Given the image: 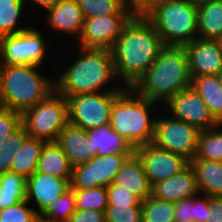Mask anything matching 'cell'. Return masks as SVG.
<instances>
[{
  "instance_id": "6da1fadb",
  "label": "cell",
  "mask_w": 222,
  "mask_h": 222,
  "mask_svg": "<svg viewBox=\"0 0 222 222\" xmlns=\"http://www.w3.org/2000/svg\"><path fill=\"white\" fill-rule=\"evenodd\" d=\"M163 47L153 24L144 15L135 14L111 49L119 82L132 87L149 70Z\"/></svg>"
},
{
  "instance_id": "7a4b0ae2",
  "label": "cell",
  "mask_w": 222,
  "mask_h": 222,
  "mask_svg": "<svg viewBox=\"0 0 222 222\" xmlns=\"http://www.w3.org/2000/svg\"><path fill=\"white\" fill-rule=\"evenodd\" d=\"M77 48L78 56H75L76 59H72V62L70 60V65L65 66L64 71L61 69L62 73L59 71L58 65L53 67L60 72L55 78V90L58 93L62 96H73L122 91L125 88L122 84L111 85L114 81H119L115 73L111 50L81 48L79 46ZM107 84L109 86H106Z\"/></svg>"
},
{
  "instance_id": "3957f363",
  "label": "cell",
  "mask_w": 222,
  "mask_h": 222,
  "mask_svg": "<svg viewBox=\"0 0 222 222\" xmlns=\"http://www.w3.org/2000/svg\"><path fill=\"white\" fill-rule=\"evenodd\" d=\"M191 80L184 46H164L149 70L131 88L139 96L164 105L191 86Z\"/></svg>"
},
{
  "instance_id": "277c9868",
  "label": "cell",
  "mask_w": 222,
  "mask_h": 222,
  "mask_svg": "<svg viewBox=\"0 0 222 222\" xmlns=\"http://www.w3.org/2000/svg\"><path fill=\"white\" fill-rule=\"evenodd\" d=\"M157 104L139 96L131 87H125L114 98L109 125L135 149L150 144L157 117L153 109Z\"/></svg>"
},
{
  "instance_id": "5b68a950",
  "label": "cell",
  "mask_w": 222,
  "mask_h": 222,
  "mask_svg": "<svg viewBox=\"0 0 222 222\" xmlns=\"http://www.w3.org/2000/svg\"><path fill=\"white\" fill-rule=\"evenodd\" d=\"M40 66L1 65L3 109L23 113L55 91V79Z\"/></svg>"
},
{
  "instance_id": "8992f818",
  "label": "cell",
  "mask_w": 222,
  "mask_h": 222,
  "mask_svg": "<svg viewBox=\"0 0 222 222\" xmlns=\"http://www.w3.org/2000/svg\"><path fill=\"white\" fill-rule=\"evenodd\" d=\"M164 46H184L198 37V7L179 0H160L143 14Z\"/></svg>"
},
{
  "instance_id": "52a82bcc",
  "label": "cell",
  "mask_w": 222,
  "mask_h": 222,
  "mask_svg": "<svg viewBox=\"0 0 222 222\" xmlns=\"http://www.w3.org/2000/svg\"><path fill=\"white\" fill-rule=\"evenodd\" d=\"M67 123V99L56 90L46 99L22 113V124L28 136L46 142L56 141Z\"/></svg>"
},
{
  "instance_id": "ba28073f",
  "label": "cell",
  "mask_w": 222,
  "mask_h": 222,
  "mask_svg": "<svg viewBox=\"0 0 222 222\" xmlns=\"http://www.w3.org/2000/svg\"><path fill=\"white\" fill-rule=\"evenodd\" d=\"M46 40L44 33L32 25L24 31L0 37L1 65L45 66L47 50L52 48Z\"/></svg>"
},
{
  "instance_id": "9c48e42d",
  "label": "cell",
  "mask_w": 222,
  "mask_h": 222,
  "mask_svg": "<svg viewBox=\"0 0 222 222\" xmlns=\"http://www.w3.org/2000/svg\"><path fill=\"white\" fill-rule=\"evenodd\" d=\"M121 91L64 96L68 103V122L87 131L109 124L114 98Z\"/></svg>"
},
{
  "instance_id": "30bf717a",
  "label": "cell",
  "mask_w": 222,
  "mask_h": 222,
  "mask_svg": "<svg viewBox=\"0 0 222 222\" xmlns=\"http://www.w3.org/2000/svg\"><path fill=\"white\" fill-rule=\"evenodd\" d=\"M133 154L114 152L107 155H95L88 162L73 167L70 188L86 190L107 187L114 182L125 160Z\"/></svg>"
},
{
  "instance_id": "8fae6325",
  "label": "cell",
  "mask_w": 222,
  "mask_h": 222,
  "mask_svg": "<svg viewBox=\"0 0 222 222\" xmlns=\"http://www.w3.org/2000/svg\"><path fill=\"white\" fill-rule=\"evenodd\" d=\"M166 115L161 114L163 118H159V115L156 117L152 144L190 161L196 153L200 130L171 117L169 113Z\"/></svg>"
},
{
  "instance_id": "7c38bea8",
  "label": "cell",
  "mask_w": 222,
  "mask_h": 222,
  "mask_svg": "<svg viewBox=\"0 0 222 222\" xmlns=\"http://www.w3.org/2000/svg\"><path fill=\"white\" fill-rule=\"evenodd\" d=\"M134 15H104L84 19L76 46L111 50L124 26Z\"/></svg>"
},
{
  "instance_id": "4fadbf2b",
  "label": "cell",
  "mask_w": 222,
  "mask_h": 222,
  "mask_svg": "<svg viewBox=\"0 0 222 222\" xmlns=\"http://www.w3.org/2000/svg\"><path fill=\"white\" fill-rule=\"evenodd\" d=\"M163 106L171 112V117L195 126L200 131L219 125L206 103L191 86L178 92Z\"/></svg>"
},
{
  "instance_id": "5bb4252c",
  "label": "cell",
  "mask_w": 222,
  "mask_h": 222,
  "mask_svg": "<svg viewBox=\"0 0 222 222\" xmlns=\"http://www.w3.org/2000/svg\"><path fill=\"white\" fill-rule=\"evenodd\" d=\"M141 159L150 185L164 181L182 171L189 165V160L182 155L172 153L150 143L135 149Z\"/></svg>"
},
{
  "instance_id": "9a60e30c",
  "label": "cell",
  "mask_w": 222,
  "mask_h": 222,
  "mask_svg": "<svg viewBox=\"0 0 222 222\" xmlns=\"http://www.w3.org/2000/svg\"><path fill=\"white\" fill-rule=\"evenodd\" d=\"M192 77L222 75V45L220 40L197 37L184 45Z\"/></svg>"
},
{
  "instance_id": "2e32d148",
  "label": "cell",
  "mask_w": 222,
  "mask_h": 222,
  "mask_svg": "<svg viewBox=\"0 0 222 222\" xmlns=\"http://www.w3.org/2000/svg\"><path fill=\"white\" fill-rule=\"evenodd\" d=\"M69 188L67 179L35 171L26 179L25 199L29 204L34 202L36 212L40 215L53 200L62 196Z\"/></svg>"
},
{
  "instance_id": "e0dca14e",
  "label": "cell",
  "mask_w": 222,
  "mask_h": 222,
  "mask_svg": "<svg viewBox=\"0 0 222 222\" xmlns=\"http://www.w3.org/2000/svg\"><path fill=\"white\" fill-rule=\"evenodd\" d=\"M45 24L51 32H58L78 40L82 33L84 17L76 0H60L55 6L50 7L44 14Z\"/></svg>"
},
{
  "instance_id": "ac0fdd59",
  "label": "cell",
  "mask_w": 222,
  "mask_h": 222,
  "mask_svg": "<svg viewBox=\"0 0 222 222\" xmlns=\"http://www.w3.org/2000/svg\"><path fill=\"white\" fill-rule=\"evenodd\" d=\"M199 194L197 180L190 164L179 173L152 187V196L173 203Z\"/></svg>"
},
{
  "instance_id": "d6986e66",
  "label": "cell",
  "mask_w": 222,
  "mask_h": 222,
  "mask_svg": "<svg viewBox=\"0 0 222 222\" xmlns=\"http://www.w3.org/2000/svg\"><path fill=\"white\" fill-rule=\"evenodd\" d=\"M56 143L68 156L72 167L84 164L96 155L88 131L70 122L60 132Z\"/></svg>"
},
{
  "instance_id": "ffe728a7",
  "label": "cell",
  "mask_w": 222,
  "mask_h": 222,
  "mask_svg": "<svg viewBox=\"0 0 222 222\" xmlns=\"http://www.w3.org/2000/svg\"><path fill=\"white\" fill-rule=\"evenodd\" d=\"M113 183L134 194L141 201L152 195V186L136 153L125 160Z\"/></svg>"
},
{
  "instance_id": "44dd1931",
  "label": "cell",
  "mask_w": 222,
  "mask_h": 222,
  "mask_svg": "<svg viewBox=\"0 0 222 222\" xmlns=\"http://www.w3.org/2000/svg\"><path fill=\"white\" fill-rule=\"evenodd\" d=\"M200 194L222 196V162L206 159H191Z\"/></svg>"
},
{
  "instance_id": "7402d4cb",
  "label": "cell",
  "mask_w": 222,
  "mask_h": 222,
  "mask_svg": "<svg viewBox=\"0 0 222 222\" xmlns=\"http://www.w3.org/2000/svg\"><path fill=\"white\" fill-rule=\"evenodd\" d=\"M73 167L68 156L56 141L45 142L38 160L36 172L65 178L70 182Z\"/></svg>"
},
{
  "instance_id": "603a6c76",
  "label": "cell",
  "mask_w": 222,
  "mask_h": 222,
  "mask_svg": "<svg viewBox=\"0 0 222 222\" xmlns=\"http://www.w3.org/2000/svg\"><path fill=\"white\" fill-rule=\"evenodd\" d=\"M191 87L206 103L213 118L222 124V75L192 77Z\"/></svg>"
},
{
  "instance_id": "cb8c5ba5",
  "label": "cell",
  "mask_w": 222,
  "mask_h": 222,
  "mask_svg": "<svg viewBox=\"0 0 222 222\" xmlns=\"http://www.w3.org/2000/svg\"><path fill=\"white\" fill-rule=\"evenodd\" d=\"M88 136L96 155H107L114 152L135 153L133 145L116 133L109 124L88 131Z\"/></svg>"
},
{
  "instance_id": "d4e9b609",
  "label": "cell",
  "mask_w": 222,
  "mask_h": 222,
  "mask_svg": "<svg viewBox=\"0 0 222 222\" xmlns=\"http://www.w3.org/2000/svg\"><path fill=\"white\" fill-rule=\"evenodd\" d=\"M198 37L222 39V0H207L198 6Z\"/></svg>"
},
{
  "instance_id": "484cf974",
  "label": "cell",
  "mask_w": 222,
  "mask_h": 222,
  "mask_svg": "<svg viewBox=\"0 0 222 222\" xmlns=\"http://www.w3.org/2000/svg\"><path fill=\"white\" fill-rule=\"evenodd\" d=\"M45 142L42 139L27 136L20 149L14 153L10 172L22 175L26 179L30 177L37 170L38 160Z\"/></svg>"
},
{
  "instance_id": "4316f807",
  "label": "cell",
  "mask_w": 222,
  "mask_h": 222,
  "mask_svg": "<svg viewBox=\"0 0 222 222\" xmlns=\"http://www.w3.org/2000/svg\"><path fill=\"white\" fill-rule=\"evenodd\" d=\"M25 0H0V37L15 34L31 27L19 21L27 8ZM19 24V25H18Z\"/></svg>"
},
{
  "instance_id": "83f0119b",
  "label": "cell",
  "mask_w": 222,
  "mask_h": 222,
  "mask_svg": "<svg viewBox=\"0 0 222 222\" xmlns=\"http://www.w3.org/2000/svg\"><path fill=\"white\" fill-rule=\"evenodd\" d=\"M222 162V124L199 133L194 158Z\"/></svg>"
},
{
  "instance_id": "f1b7e54d",
  "label": "cell",
  "mask_w": 222,
  "mask_h": 222,
  "mask_svg": "<svg viewBox=\"0 0 222 222\" xmlns=\"http://www.w3.org/2000/svg\"><path fill=\"white\" fill-rule=\"evenodd\" d=\"M84 19L104 15H135L123 0H76Z\"/></svg>"
},
{
  "instance_id": "f546056e",
  "label": "cell",
  "mask_w": 222,
  "mask_h": 222,
  "mask_svg": "<svg viewBox=\"0 0 222 222\" xmlns=\"http://www.w3.org/2000/svg\"><path fill=\"white\" fill-rule=\"evenodd\" d=\"M142 222H176L175 203L150 195L141 201Z\"/></svg>"
},
{
  "instance_id": "4dcf8cb0",
  "label": "cell",
  "mask_w": 222,
  "mask_h": 222,
  "mask_svg": "<svg viewBox=\"0 0 222 222\" xmlns=\"http://www.w3.org/2000/svg\"><path fill=\"white\" fill-rule=\"evenodd\" d=\"M75 211V190L69 188L62 196L53 200L40 216L52 222H68Z\"/></svg>"
},
{
  "instance_id": "1f68e13d",
  "label": "cell",
  "mask_w": 222,
  "mask_h": 222,
  "mask_svg": "<svg viewBox=\"0 0 222 222\" xmlns=\"http://www.w3.org/2000/svg\"><path fill=\"white\" fill-rule=\"evenodd\" d=\"M27 136L28 133L24 125L21 124L0 143V175L10 172L14 153L20 149Z\"/></svg>"
},
{
  "instance_id": "d6a6232c",
  "label": "cell",
  "mask_w": 222,
  "mask_h": 222,
  "mask_svg": "<svg viewBox=\"0 0 222 222\" xmlns=\"http://www.w3.org/2000/svg\"><path fill=\"white\" fill-rule=\"evenodd\" d=\"M76 210L106 211L108 194L106 187H96L86 190H75Z\"/></svg>"
},
{
  "instance_id": "836d02e7",
  "label": "cell",
  "mask_w": 222,
  "mask_h": 222,
  "mask_svg": "<svg viewBox=\"0 0 222 222\" xmlns=\"http://www.w3.org/2000/svg\"><path fill=\"white\" fill-rule=\"evenodd\" d=\"M28 204L24 199L10 207L0 209V222H34L39 214Z\"/></svg>"
},
{
  "instance_id": "e575fe53",
  "label": "cell",
  "mask_w": 222,
  "mask_h": 222,
  "mask_svg": "<svg viewBox=\"0 0 222 222\" xmlns=\"http://www.w3.org/2000/svg\"><path fill=\"white\" fill-rule=\"evenodd\" d=\"M106 222H142L141 205H108Z\"/></svg>"
},
{
  "instance_id": "d590c367",
  "label": "cell",
  "mask_w": 222,
  "mask_h": 222,
  "mask_svg": "<svg viewBox=\"0 0 222 222\" xmlns=\"http://www.w3.org/2000/svg\"><path fill=\"white\" fill-rule=\"evenodd\" d=\"M22 124V113L0 109V143Z\"/></svg>"
},
{
  "instance_id": "8d00e7d4",
  "label": "cell",
  "mask_w": 222,
  "mask_h": 222,
  "mask_svg": "<svg viewBox=\"0 0 222 222\" xmlns=\"http://www.w3.org/2000/svg\"><path fill=\"white\" fill-rule=\"evenodd\" d=\"M108 205H141V200L114 183L108 185Z\"/></svg>"
},
{
  "instance_id": "74e56055",
  "label": "cell",
  "mask_w": 222,
  "mask_h": 222,
  "mask_svg": "<svg viewBox=\"0 0 222 222\" xmlns=\"http://www.w3.org/2000/svg\"><path fill=\"white\" fill-rule=\"evenodd\" d=\"M0 192L26 193V178L13 172L0 175Z\"/></svg>"
},
{
  "instance_id": "f35d334b",
  "label": "cell",
  "mask_w": 222,
  "mask_h": 222,
  "mask_svg": "<svg viewBox=\"0 0 222 222\" xmlns=\"http://www.w3.org/2000/svg\"><path fill=\"white\" fill-rule=\"evenodd\" d=\"M210 196L199 194L194 197L193 218L194 222H205L210 217Z\"/></svg>"
},
{
  "instance_id": "ab89813d",
  "label": "cell",
  "mask_w": 222,
  "mask_h": 222,
  "mask_svg": "<svg viewBox=\"0 0 222 222\" xmlns=\"http://www.w3.org/2000/svg\"><path fill=\"white\" fill-rule=\"evenodd\" d=\"M105 212L95 209L76 210L68 222H106Z\"/></svg>"
},
{
  "instance_id": "60d3db41",
  "label": "cell",
  "mask_w": 222,
  "mask_h": 222,
  "mask_svg": "<svg viewBox=\"0 0 222 222\" xmlns=\"http://www.w3.org/2000/svg\"><path fill=\"white\" fill-rule=\"evenodd\" d=\"M194 197L183 199L175 203V221L184 222L193 218Z\"/></svg>"
},
{
  "instance_id": "b9f144b4",
  "label": "cell",
  "mask_w": 222,
  "mask_h": 222,
  "mask_svg": "<svg viewBox=\"0 0 222 222\" xmlns=\"http://www.w3.org/2000/svg\"><path fill=\"white\" fill-rule=\"evenodd\" d=\"M125 6L134 14L143 15L160 0H123Z\"/></svg>"
},
{
  "instance_id": "7bdbcfd3",
  "label": "cell",
  "mask_w": 222,
  "mask_h": 222,
  "mask_svg": "<svg viewBox=\"0 0 222 222\" xmlns=\"http://www.w3.org/2000/svg\"><path fill=\"white\" fill-rule=\"evenodd\" d=\"M209 215L205 222H222V196H210Z\"/></svg>"
},
{
  "instance_id": "ee69618b",
  "label": "cell",
  "mask_w": 222,
  "mask_h": 222,
  "mask_svg": "<svg viewBox=\"0 0 222 222\" xmlns=\"http://www.w3.org/2000/svg\"><path fill=\"white\" fill-rule=\"evenodd\" d=\"M26 193L0 192V209L10 207L24 200Z\"/></svg>"
},
{
  "instance_id": "f6af8a7d",
  "label": "cell",
  "mask_w": 222,
  "mask_h": 222,
  "mask_svg": "<svg viewBox=\"0 0 222 222\" xmlns=\"http://www.w3.org/2000/svg\"><path fill=\"white\" fill-rule=\"evenodd\" d=\"M26 2H32L34 6L41 7V9H44L45 11L55 6L60 0H25Z\"/></svg>"
},
{
  "instance_id": "bcb514c9",
  "label": "cell",
  "mask_w": 222,
  "mask_h": 222,
  "mask_svg": "<svg viewBox=\"0 0 222 222\" xmlns=\"http://www.w3.org/2000/svg\"><path fill=\"white\" fill-rule=\"evenodd\" d=\"M179 1H183L186 2L188 4L194 5V6H200L203 3H205L207 0H179Z\"/></svg>"
},
{
  "instance_id": "7dc6e473",
  "label": "cell",
  "mask_w": 222,
  "mask_h": 222,
  "mask_svg": "<svg viewBox=\"0 0 222 222\" xmlns=\"http://www.w3.org/2000/svg\"><path fill=\"white\" fill-rule=\"evenodd\" d=\"M3 108V93H2V76H1V63H0V109Z\"/></svg>"
},
{
  "instance_id": "c3c4849f",
  "label": "cell",
  "mask_w": 222,
  "mask_h": 222,
  "mask_svg": "<svg viewBox=\"0 0 222 222\" xmlns=\"http://www.w3.org/2000/svg\"><path fill=\"white\" fill-rule=\"evenodd\" d=\"M34 222H52V221H50V220L46 219L45 217H42V216L39 215V216L35 219Z\"/></svg>"
}]
</instances>
